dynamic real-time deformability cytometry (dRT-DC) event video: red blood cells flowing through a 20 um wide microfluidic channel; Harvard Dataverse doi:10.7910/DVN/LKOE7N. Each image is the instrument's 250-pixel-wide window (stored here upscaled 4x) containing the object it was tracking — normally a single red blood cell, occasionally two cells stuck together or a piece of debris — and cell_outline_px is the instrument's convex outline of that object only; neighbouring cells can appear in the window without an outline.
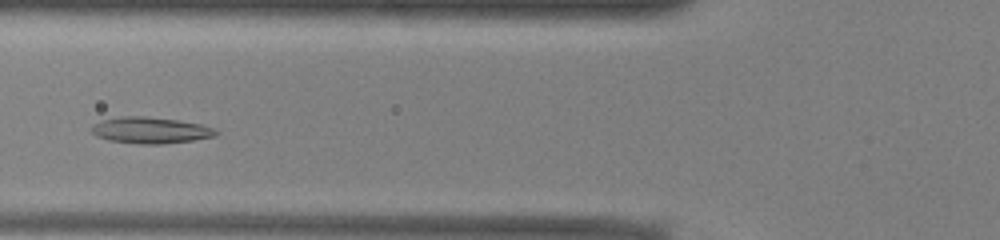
{"species": "common noctule bat (a hibernating species)", "species_latin": "Nyctalus noctula", "temperature_condition": "warm", "stored_images_in_passage": 35, "camera_frame_rate_fps": 3000, "um_per_image_px": 0.085, "animal": {"sex": "male", "body_mass_g": 13.0, "forearm_length_mm": 53.1}, "frame": {"image": 1, "passage_image": 7, "time_ms": 2.0, "image_size_px": [1000, 240], "cell_outline_px": [[220, 132], [216, 136], [192, 140], [164, 144], [140, 144], [108, 140], [96, 136], [92, 132], [92, 124], [104, 120], [120, 116], [144, 116], [176, 120], [200, 124], [216, 128]], "centroid_in_image_um": [12.81, 11.08], "position_along_channel_um": 113.0, "area_um2": 19.07}}
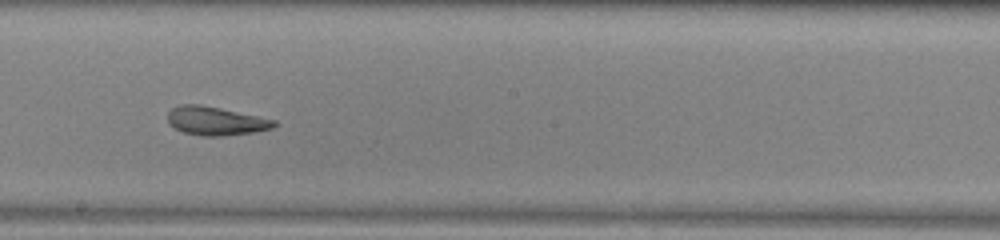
{"frame": {"image": 2, "passage_image": 16, "time_ms": 5.0, "image_size_px": [1000, 240], "cell_outline_px": [[276, 124], [272, 128], [252, 132], [224, 136], [204, 136], [184, 132], [168, 124], [168, 112], [172, 108], [180, 104], [200, 104], [220, 108], [276, 120]], "centroid_in_image_um": [18.3, 10.27], "position_along_channel_um": 229.9, "area_um2": 17.57}}
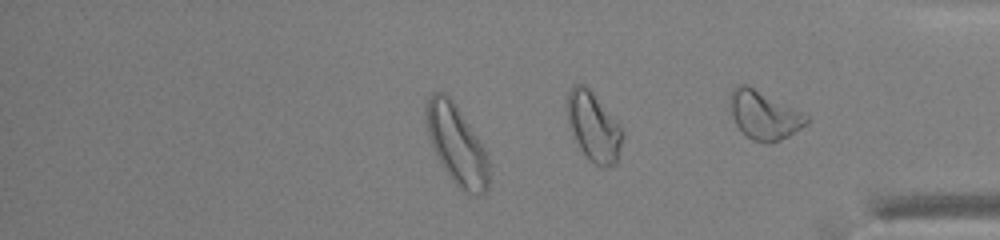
{"frame": {"image": 3, "passage_image": 27, "time_ms": 8.667, "image_size_px": [1000, 240], "cell_outline_px": [[488, 188], [484, 192], [476, 196], [464, 192], [456, 184], [440, 164], [436, 156], [424, 120], [424, 112], [428, 100], [432, 92], [448, 92], [480, 140], [484, 148], [488, 160]], "centroid_in_image_um": [38.8, 12.26], "position_along_channel_um": 396.4, "area_um2": 29.19}, "authors_computed_cell_mechanics": {"area_um2": 18.5538, "velocity_mm_per_s": 3.9037, "shape_relaxation_time_tau1_ms": 8.4068, "shape_relaxation_time_tau2_ms": 3.3942, "deformation_change_tau1": 0.2273, "deformation_change_tau2": 0.1326}}